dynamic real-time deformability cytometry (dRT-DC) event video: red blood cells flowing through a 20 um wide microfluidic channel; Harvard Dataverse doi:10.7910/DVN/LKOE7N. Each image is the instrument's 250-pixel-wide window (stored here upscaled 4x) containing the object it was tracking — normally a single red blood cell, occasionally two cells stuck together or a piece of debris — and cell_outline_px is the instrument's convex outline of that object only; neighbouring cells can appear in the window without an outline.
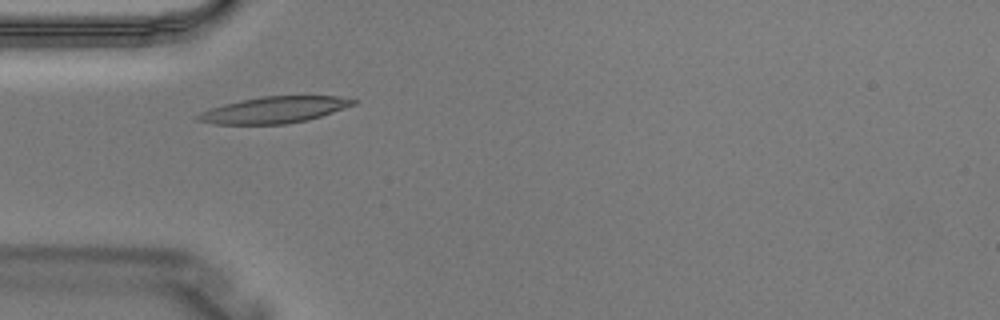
{"species": "Egyptian fruit bat (a non-hibernating species)", "species_latin": "Rousettus aegyptiacus", "temperature_condition": "warm", "stored_images_in_passage": 4, "camera_frame_rate_fps": 3000, "um_per_image_px": 0.085, "animal": {"sex": "male"}, "frame": {"image": 1, "passage_image": 4, "time_ms": 1.0, "image_size_px": [1000, 320], "cell_outline_px": [[360, 100], [356, 104], [308, 120], [284, 124], [216, 124], [196, 120], [196, 116], [200, 112], [208, 108], [224, 104], [260, 96], [336, 96]], "centroid_in_image_um": [23.3, 9.33], "position_along_channel_um": 61.7, "area_um2": 23.87}}